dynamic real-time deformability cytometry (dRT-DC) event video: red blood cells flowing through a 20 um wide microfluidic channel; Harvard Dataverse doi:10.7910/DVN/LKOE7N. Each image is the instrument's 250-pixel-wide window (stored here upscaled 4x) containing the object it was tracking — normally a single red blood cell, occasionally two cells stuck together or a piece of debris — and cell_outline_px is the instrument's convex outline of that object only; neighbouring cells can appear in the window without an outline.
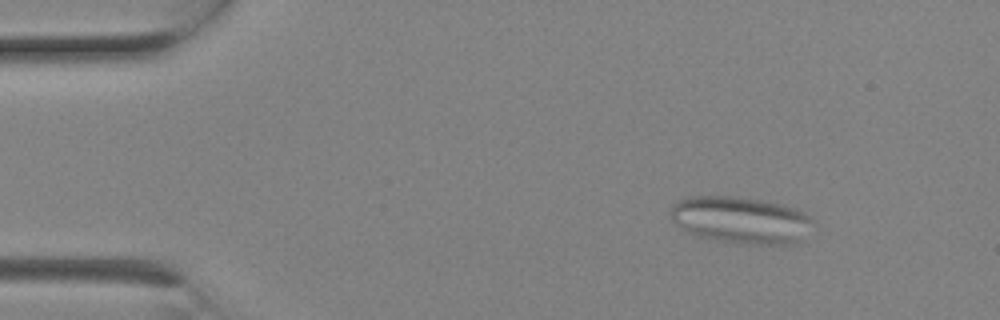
{"species": "Egyptian fruit bat (a non-hibernating species)", "species_latin": "Rousettus aegyptiacus", "temperature_condition": "room temperature", "stored_images_in_passage": 2, "camera_frame_rate_fps": 3000, "um_per_image_px": 0.085, "animal": {"sex": "female"}, "frame": {"image": 1, "passage_image": 2, "time_ms": 0.333, "image_size_px": [1000, 320], "cell_outline_px": [[816, 224], [804, 240], [796, 244], [780, 248], [736, 244], [716, 240], [700, 236], [688, 232], [680, 228], [668, 216], [668, 212], [672, 204], [688, 196], [736, 196], [764, 200], [796, 208], [804, 212]], "centroid_in_image_um": [63.05, 18.75], "position_along_channel_um": 21.9, "area_um2": 40.69}}